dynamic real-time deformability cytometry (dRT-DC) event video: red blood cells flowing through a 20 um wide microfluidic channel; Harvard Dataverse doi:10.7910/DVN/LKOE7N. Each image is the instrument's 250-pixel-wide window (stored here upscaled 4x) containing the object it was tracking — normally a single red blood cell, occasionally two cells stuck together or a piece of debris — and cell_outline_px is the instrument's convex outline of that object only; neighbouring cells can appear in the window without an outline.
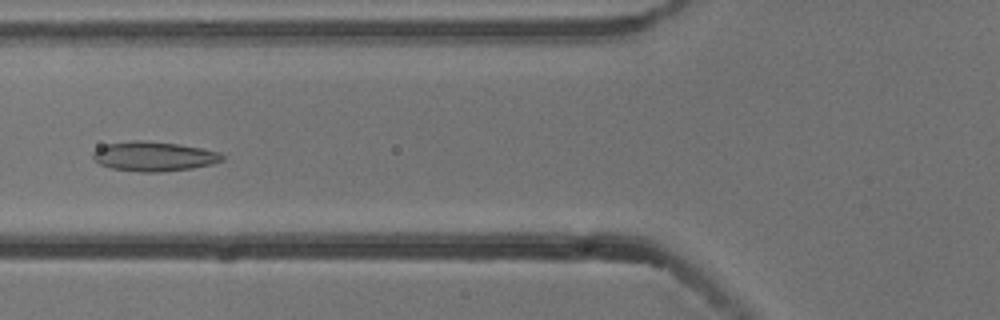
{"species": "common noctule bat (a hibernating species)", "species_latin": "Nyctalus noctula", "temperature_condition": "cold", "stored_images_in_passage": 5, "camera_frame_rate_fps": 3000, "um_per_image_px": 0.085, "animal": {"sex": "male", "body_mass_g": 13.3}, "frame": {"image": 1, "passage_image": 5, "time_ms": 1.333, "image_size_px": [1000, 320], "cell_outline_px": [[224, 160], [212, 164], [192, 168], [160, 172], [140, 172], [112, 168], [100, 164], [92, 156], [92, 152], [96, 148], [108, 144], [136, 140], [144, 140], [176, 144], [200, 148], [220, 152], [224, 156]], "centroid_in_image_um": [13.08, 13.29], "position_along_channel_um": 112.7, "area_um2": 22.14}}